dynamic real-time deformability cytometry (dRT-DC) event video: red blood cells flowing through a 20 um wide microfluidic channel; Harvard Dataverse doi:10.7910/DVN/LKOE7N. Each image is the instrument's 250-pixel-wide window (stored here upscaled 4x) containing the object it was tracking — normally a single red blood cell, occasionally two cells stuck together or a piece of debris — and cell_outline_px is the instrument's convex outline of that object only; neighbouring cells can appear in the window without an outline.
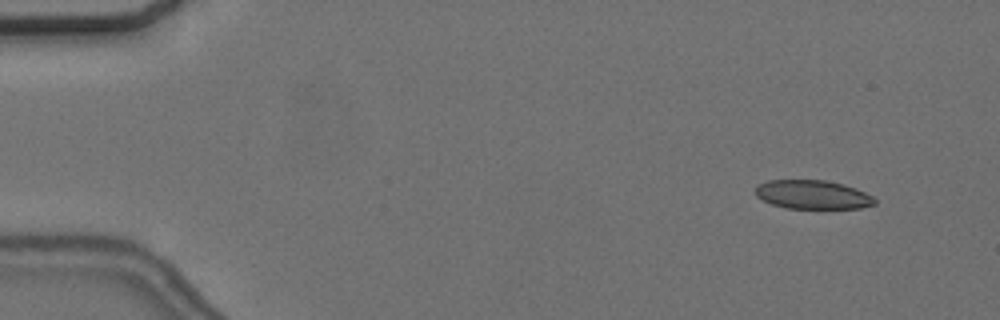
{"species": "common noctule bat (a hibernating species)", "species_latin": "Nyctalus noctula", "temperature_condition": "cold", "stored_images_in_passage": 56, "camera_frame_rate_fps": 3000, "um_per_image_px": 0.085, "animal": {"sex": "female", "body_mass_g": 24.6, "forearm_length_mm": 56.2}, "frame": {"image": 1, "passage_image": 5, "time_ms": 1.333, "image_size_px": [1000, 320], "cell_outline_px": [[876, 204], [860, 208], [788, 208], [772, 204], [756, 196], [756, 188], [760, 184], [768, 180], [824, 180], [844, 184], [856, 188], [872, 196], [876, 200]], "centroid_in_image_um": [69.1, 16.54], "position_along_channel_um": 15.9, "area_um2": 19.88}}
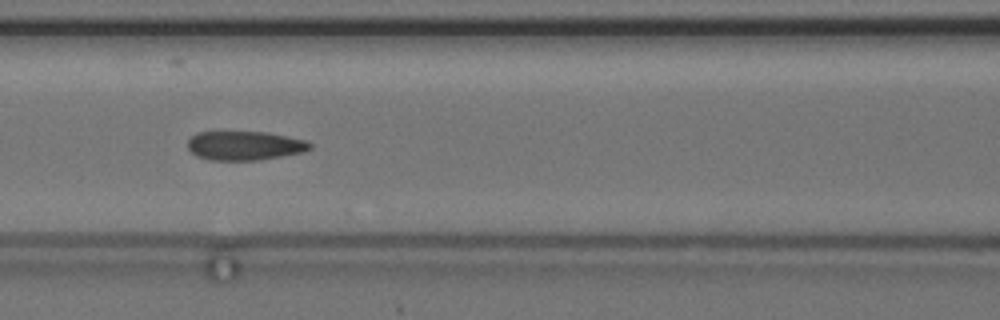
{"frame": {"image": 2, "passage_image": 25, "time_ms": 8.0, "image_size_px": [1000, 320], "cell_outline_px": [[312, 148], [304, 152], [260, 160], [208, 160], [196, 156], [188, 148], [188, 140], [196, 132], [268, 132], [304, 140], [312, 144]], "centroid_in_image_um": [20.79, 12.38], "position_along_channel_um": 145.8, "area_um2": 20.75}}
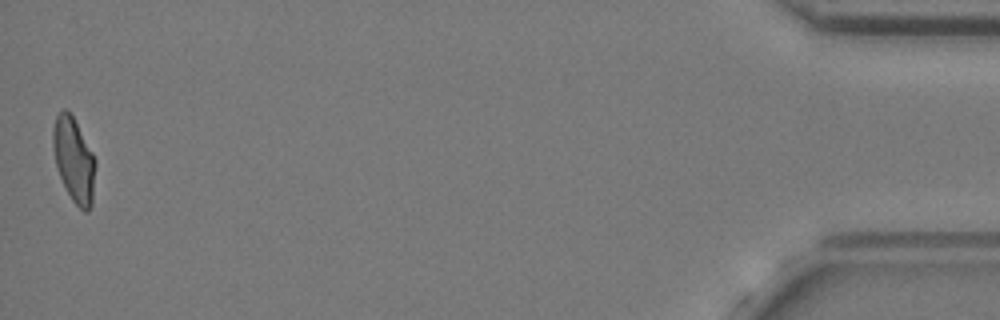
{"frame": {"image": 3, "passage_image": 56, "time_ms": 18.333, "image_size_px": [1000, 320], "cell_outline_px": [[96, 164], [92, 204], [88, 212], [84, 212], [72, 200], [60, 176], [56, 164], [52, 144], [52, 128], [56, 116], [64, 108], [72, 116], [92, 152], [96, 160]], "centroid_in_image_um": [6.28, 13.61], "position_along_channel_um": 428.9, "area_um2": 20.63}, "authors_computed_cell_mechanics": {"area_um2": 21.386, "velocity_mm_per_s": 3.6441, "shape_relaxation_time_tau1_ms": null, "shape_relaxation_time_tau2_ms": 1.8866, "deformation_change_tau1": null, "deformation_change_tau2": 0.0817}}